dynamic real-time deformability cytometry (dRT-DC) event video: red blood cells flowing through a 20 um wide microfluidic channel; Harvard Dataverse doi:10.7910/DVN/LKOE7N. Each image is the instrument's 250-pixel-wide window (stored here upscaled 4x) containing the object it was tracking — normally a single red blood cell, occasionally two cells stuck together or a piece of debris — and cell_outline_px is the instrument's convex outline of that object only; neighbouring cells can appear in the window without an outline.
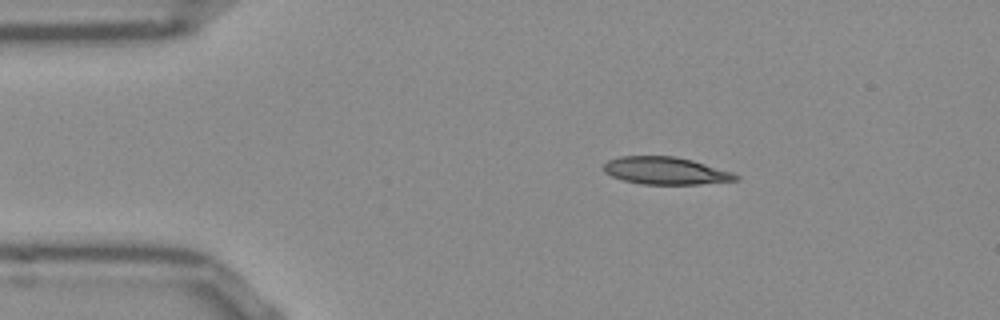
{"species": "Egyptian fruit bat (a non-hibernating species)", "species_latin": "Rousettus aegyptiacus", "temperature_condition": "room temperature", "stored_images_in_passage": 44, "camera_frame_rate_fps": 3000, "um_per_image_px": 0.085, "frame": {"image": 1, "passage_image": 1, "time_ms": 0.0, "image_size_px": [1000, 320], "cell_outline_px": [[740, 180], [700, 184], [644, 184], [624, 180], [612, 176], [604, 172], [604, 164], [608, 160], [620, 156], [672, 156], [692, 160], [732, 172], [740, 176]], "centroid_in_image_um": [56.59, 14.51], "position_along_channel_um": 28.4, "area_um2": 20.98}}
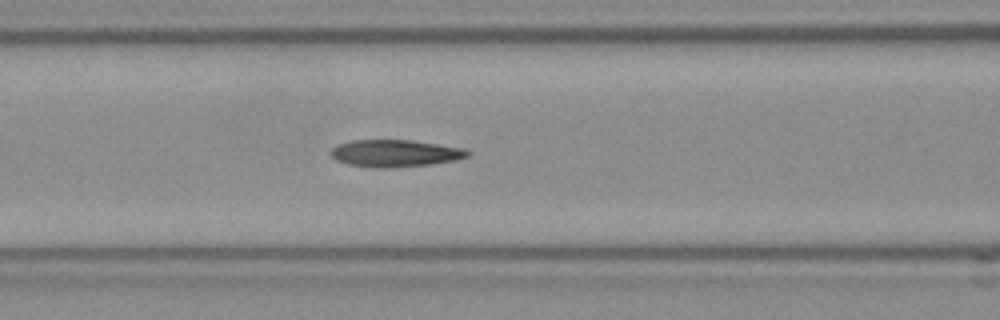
{"frame": {"image": 2, "passage_image": 13, "time_ms": 4.0, "image_size_px": [1000, 320], "cell_outline_px": [[472, 152], [468, 156], [456, 160], [428, 164], [384, 168], [348, 164], [336, 160], [332, 156], [332, 148], [340, 144], [352, 140], [412, 140], [464, 148]], "centroid_in_image_um": [33.62, 13.02], "position_along_channel_um": 133.0, "area_um2": 21.27}}
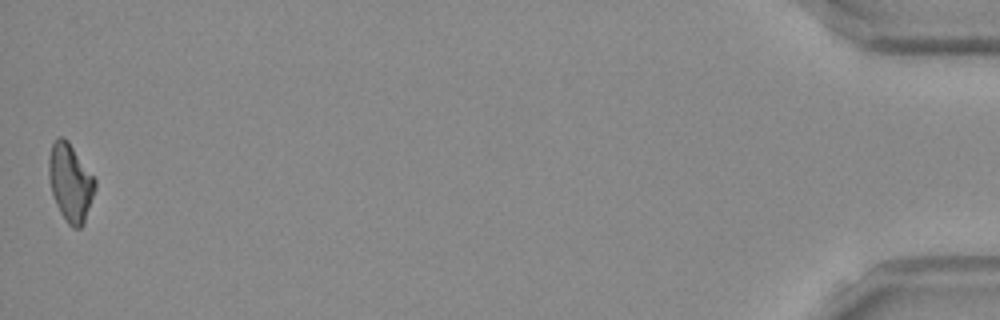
{"frame": {"image": 3, "passage_image": 44, "time_ms": 14.333, "image_size_px": [1000, 320], "cell_outline_px": [[96, 188], [84, 224], [80, 228], [72, 228], [68, 224], [60, 212], [56, 204], [52, 192], [48, 176], [48, 160], [52, 144], [56, 136], [64, 136], [68, 140], [96, 180]], "centroid_in_image_um": [5.98, 15.5], "position_along_channel_um": 429.2, "area_um2": 21.1}, "authors_computed_cell_mechanics": {"area_um2": 21.2993, "velocity_mm_per_s": 3.8435, "shape_relaxation_time_tau1_ms": null, "shape_relaxation_time_tau2_ms": 4.4191, "deformation_change_tau1": null, "deformation_change_tau2": 0.144}}